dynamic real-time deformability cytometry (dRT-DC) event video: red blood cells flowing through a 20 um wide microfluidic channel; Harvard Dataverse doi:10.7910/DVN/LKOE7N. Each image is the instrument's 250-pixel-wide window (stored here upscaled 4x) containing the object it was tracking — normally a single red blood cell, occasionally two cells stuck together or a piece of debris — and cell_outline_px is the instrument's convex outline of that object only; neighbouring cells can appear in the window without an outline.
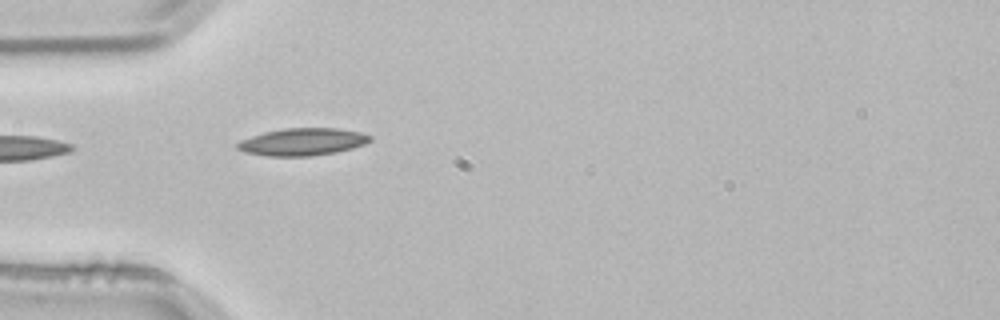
{"species": "common noctule bat (a hibernating species)", "species_latin": "Nyctalus noctula", "temperature_condition": "room temperature", "stored_images_in_passage": 3, "camera_frame_rate_fps": 3000, "um_per_image_px": 0.085, "animal": {"sex": "male", "body_mass_g": 21.5, "forearm_length_mm": 52.0}, "frame": {"image": 1, "passage_image": 3, "time_ms": 0.667, "image_size_px": [1000, 320], "cell_outline_px": [[372, 140], [364, 144], [352, 148], [336, 152], [312, 156], [268, 156], [244, 152], [236, 148], [236, 144], [240, 140], [264, 132], [284, 128], [340, 128], [360, 132], [372, 136]], "centroid_in_image_um": [25.72, 12.05], "position_along_channel_um": 59.3, "area_um2": 21.21}}